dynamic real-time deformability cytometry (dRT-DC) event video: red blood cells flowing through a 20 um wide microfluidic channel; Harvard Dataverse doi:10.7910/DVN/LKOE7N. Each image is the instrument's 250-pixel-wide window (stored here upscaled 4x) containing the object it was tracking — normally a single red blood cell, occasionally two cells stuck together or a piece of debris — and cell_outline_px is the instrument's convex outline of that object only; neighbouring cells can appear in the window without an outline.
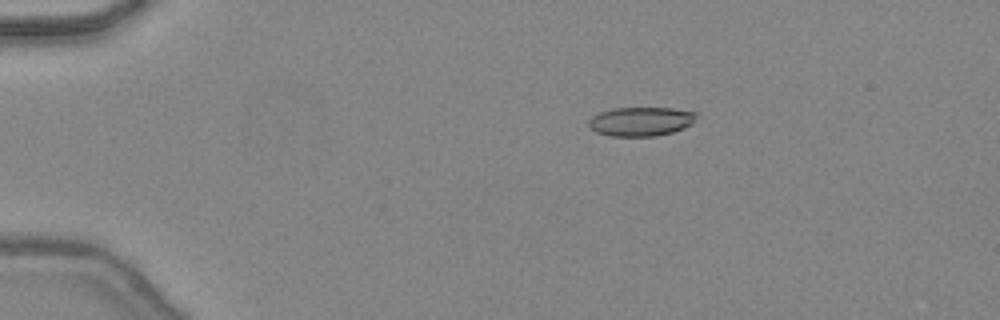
{"species": "common noctule bat (a hibernating species)", "species_latin": "Nyctalus noctula", "temperature_condition": "warm", "stored_images_in_passage": 44, "camera_frame_rate_fps": 3000, "um_per_image_px": 0.085, "animal": {"sex": "female", "body_mass_g": 24.6, "forearm_length_mm": 56.2}, "frame": {"image": 1, "passage_image": 7, "time_ms": 2.0, "image_size_px": [1000, 320], "cell_outline_px": [[696, 116], [692, 124], [684, 128], [672, 132], [656, 136], [608, 136], [596, 132], [588, 124], [588, 120], [592, 116], [600, 112], [612, 108], [672, 108], [696, 112]], "centroid_in_image_um": [54.46, 10.32], "position_along_channel_um": 30.5, "area_um2": 18.26}}
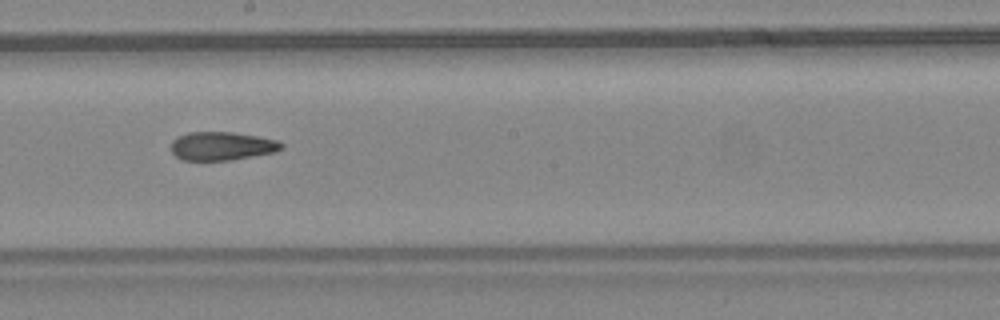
{"frame": {"image": 2, "passage_image": 25, "time_ms": 8.0, "image_size_px": [1000, 320], "cell_outline_px": [[284, 148], [276, 152], [232, 160], [184, 160], [176, 156], [172, 152], [172, 140], [188, 132], [232, 132], [280, 140], [284, 144]], "centroid_in_image_um": [18.92, 12.41], "position_along_channel_um": 229.3, "area_um2": 18.38}}
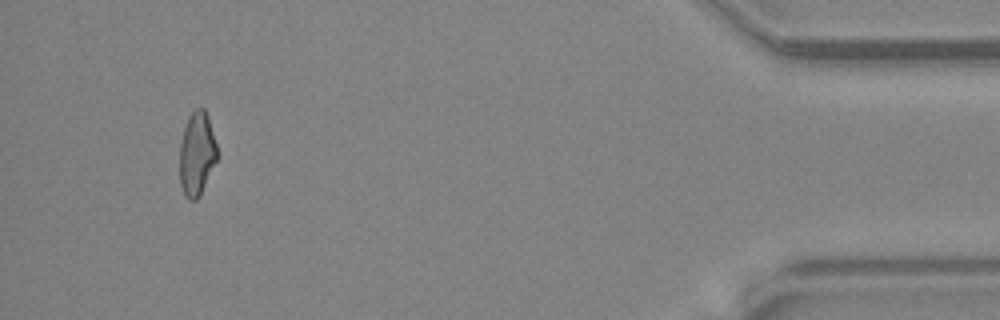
{"frame": {"image": 3, "passage_image": 42, "time_ms": 13.667, "image_size_px": [1000, 320], "cell_outline_px": [[220, 156], [200, 196], [196, 200], [188, 200], [180, 184], [180, 144], [184, 128], [188, 116], [196, 108], [204, 108], [208, 116]], "centroid_in_image_um": [16.76, 13.08], "position_along_channel_um": 418.4, "area_um2": 18.61}, "authors_computed_cell_mechanics": {"area_um2": 18.8139, "velocity_mm_per_s": 4.5045, "shape_relaxation_time_tau1_ms": null, "shape_relaxation_time_tau2_ms": 3.2938, "deformation_change_tau1": null, "deformation_change_tau2": 0.1301}}